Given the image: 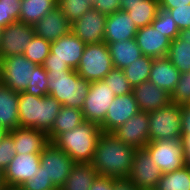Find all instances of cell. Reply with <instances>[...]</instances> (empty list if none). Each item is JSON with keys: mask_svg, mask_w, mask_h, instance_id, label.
<instances>
[{"mask_svg": "<svg viewBox=\"0 0 190 190\" xmlns=\"http://www.w3.org/2000/svg\"><path fill=\"white\" fill-rule=\"evenodd\" d=\"M75 162L53 142H49L40 153V166L47 178L59 190L70 174Z\"/></svg>", "mask_w": 190, "mask_h": 190, "instance_id": "obj_10", "label": "cell"}, {"mask_svg": "<svg viewBox=\"0 0 190 190\" xmlns=\"http://www.w3.org/2000/svg\"><path fill=\"white\" fill-rule=\"evenodd\" d=\"M97 175L91 163H75L59 190H89Z\"/></svg>", "mask_w": 190, "mask_h": 190, "instance_id": "obj_26", "label": "cell"}, {"mask_svg": "<svg viewBox=\"0 0 190 190\" xmlns=\"http://www.w3.org/2000/svg\"><path fill=\"white\" fill-rule=\"evenodd\" d=\"M190 134V105H181V135Z\"/></svg>", "mask_w": 190, "mask_h": 190, "instance_id": "obj_45", "label": "cell"}, {"mask_svg": "<svg viewBox=\"0 0 190 190\" xmlns=\"http://www.w3.org/2000/svg\"><path fill=\"white\" fill-rule=\"evenodd\" d=\"M181 139V105L170 102L149 112V142Z\"/></svg>", "mask_w": 190, "mask_h": 190, "instance_id": "obj_6", "label": "cell"}, {"mask_svg": "<svg viewBox=\"0 0 190 190\" xmlns=\"http://www.w3.org/2000/svg\"><path fill=\"white\" fill-rule=\"evenodd\" d=\"M153 60L154 58L143 55L122 69L132 87L149 80Z\"/></svg>", "mask_w": 190, "mask_h": 190, "instance_id": "obj_31", "label": "cell"}, {"mask_svg": "<svg viewBox=\"0 0 190 190\" xmlns=\"http://www.w3.org/2000/svg\"><path fill=\"white\" fill-rule=\"evenodd\" d=\"M159 10V0H141L135 4H127V12L137 28L151 24Z\"/></svg>", "mask_w": 190, "mask_h": 190, "instance_id": "obj_29", "label": "cell"}, {"mask_svg": "<svg viewBox=\"0 0 190 190\" xmlns=\"http://www.w3.org/2000/svg\"><path fill=\"white\" fill-rule=\"evenodd\" d=\"M36 36L54 42L71 32V23L62 11L56 7L33 25Z\"/></svg>", "mask_w": 190, "mask_h": 190, "instance_id": "obj_21", "label": "cell"}, {"mask_svg": "<svg viewBox=\"0 0 190 190\" xmlns=\"http://www.w3.org/2000/svg\"><path fill=\"white\" fill-rule=\"evenodd\" d=\"M57 7V0H20L19 21L34 25Z\"/></svg>", "mask_w": 190, "mask_h": 190, "instance_id": "obj_27", "label": "cell"}, {"mask_svg": "<svg viewBox=\"0 0 190 190\" xmlns=\"http://www.w3.org/2000/svg\"><path fill=\"white\" fill-rule=\"evenodd\" d=\"M35 67L23 54L0 58L1 82L17 93L25 92Z\"/></svg>", "mask_w": 190, "mask_h": 190, "instance_id": "obj_7", "label": "cell"}, {"mask_svg": "<svg viewBox=\"0 0 190 190\" xmlns=\"http://www.w3.org/2000/svg\"><path fill=\"white\" fill-rule=\"evenodd\" d=\"M57 7L71 24L77 21L88 10L92 9L91 3L87 0H57Z\"/></svg>", "mask_w": 190, "mask_h": 190, "instance_id": "obj_34", "label": "cell"}, {"mask_svg": "<svg viewBox=\"0 0 190 190\" xmlns=\"http://www.w3.org/2000/svg\"><path fill=\"white\" fill-rule=\"evenodd\" d=\"M62 106L51 95L39 97L21 92L18 102L20 127H30L48 133Z\"/></svg>", "mask_w": 190, "mask_h": 190, "instance_id": "obj_2", "label": "cell"}, {"mask_svg": "<svg viewBox=\"0 0 190 190\" xmlns=\"http://www.w3.org/2000/svg\"><path fill=\"white\" fill-rule=\"evenodd\" d=\"M113 190H140L129 178H113Z\"/></svg>", "mask_w": 190, "mask_h": 190, "instance_id": "obj_47", "label": "cell"}, {"mask_svg": "<svg viewBox=\"0 0 190 190\" xmlns=\"http://www.w3.org/2000/svg\"><path fill=\"white\" fill-rule=\"evenodd\" d=\"M51 42L34 35L26 46L23 55L36 65H43L50 54Z\"/></svg>", "mask_w": 190, "mask_h": 190, "instance_id": "obj_33", "label": "cell"}, {"mask_svg": "<svg viewBox=\"0 0 190 190\" xmlns=\"http://www.w3.org/2000/svg\"><path fill=\"white\" fill-rule=\"evenodd\" d=\"M137 31L138 28L128 12L119 10L113 14L107 15L104 42L109 44L128 39H135Z\"/></svg>", "mask_w": 190, "mask_h": 190, "instance_id": "obj_19", "label": "cell"}, {"mask_svg": "<svg viewBox=\"0 0 190 190\" xmlns=\"http://www.w3.org/2000/svg\"><path fill=\"white\" fill-rule=\"evenodd\" d=\"M89 190H113V178L97 175Z\"/></svg>", "mask_w": 190, "mask_h": 190, "instance_id": "obj_44", "label": "cell"}, {"mask_svg": "<svg viewBox=\"0 0 190 190\" xmlns=\"http://www.w3.org/2000/svg\"><path fill=\"white\" fill-rule=\"evenodd\" d=\"M179 37L182 40L190 43V29H183L179 32Z\"/></svg>", "mask_w": 190, "mask_h": 190, "instance_id": "obj_51", "label": "cell"}, {"mask_svg": "<svg viewBox=\"0 0 190 190\" xmlns=\"http://www.w3.org/2000/svg\"><path fill=\"white\" fill-rule=\"evenodd\" d=\"M49 95L63 106L82 109L90 82L81 78L76 70L47 72Z\"/></svg>", "mask_w": 190, "mask_h": 190, "instance_id": "obj_4", "label": "cell"}, {"mask_svg": "<svg viewBox=\"0 0 190 190\" xmlns=\"http://www.w3.org/2000/svg\"><path fill=\"white\" fill-rule=\"evenodd\" d=\"M34 35L33 25H28L21 21H15L2 28L0 58L22 55Z\"/></svg>", "mask_w": 190, "mask_h": 190, "instance_id": "obj_12", "label": "cell"}, {"mask_svg": "<svg viewBox=\"0 0 190 190\" xmlns=\"http://www.w3.org/2000/svg\"><path fill=\"white\" fill-rule=\"evenodd\" d=\"M115 96L126 95L132 92V86L125 77L122 69L113 68L103 79Z\"/></svg>", "mask_w": 190, "mask_h": 190, "instance_id": "obj_36", "label": "cell"}, {"mask_svg": "<svg viewBox=\"0 0 190 190\" xmlns=\"http://www.w3.org/2000/svg\"><path fill=\"white\" fill-rule=\"evenodd\" d=\"M9 133L13 136L16 154L41 153L50 142L46 132L30 127H19Z\"/></svg>", "mask_w": 190, "mask_h": 190, "instance_id": "obj_22", "label": "cell"}, {"mask_svg": "<svg viewBox=\"0 0 190 190\" xmlns=\"http://www.w3.org/2000/svg\"><path fill=\"white\" fill-rule=\"evenodd\" d=\"M85 43L72 31L51 42L50 54L45 61H59L66 63L71 69L76 70L82 57Z\"/></svg>", "mask_w": 190, "mask_h": 190, "instance_id": "obj_14", "label": "cell"}, {"mask_svg": "<svg viewBox=\"0 0 190 190\" xmlns=\"http://www.w3.org/2000/svg\"><path fill=\"white\" fill-rule=\"evenodd\" d=\"M43 66L46 72H61L73 70L66 63L59 61H45Z\"/></svg>", "mask_w": 190, "mask_h": 190, "instance_id": "obj_46", "label": "cell"}, {"mask_svg": "<svg viewBox=\"0 0 190 190\" xmlns=\"http://www.w3.org/2000/svg\"><path fill=\"white\" fill-rule=\"evenodd\" d=\"M145 149L162 174L179 170L185 166L181 139L152 141L145 146Z\"/></svg>", "mask_w": 190, "mask_h": 190, "instance_id": "obj_8", "label": "cell"}, {"mask_svg": "<svg viewBox=\"0 0 190 190\" xmlns=\"http://www.w3.org/2000/svg\"><path fill=\"white\" fill-rule=\"evenodd\" d=\"M120 0H95L92 8L102 14L110 15L120 10Z\"/></svg>", "mask_w": 190, "mask_h": 190, "instance_id": "obj_43", "label": "cell"}, {"mask_svg": "<svg viewBox=\"0 0 190 190\" xmlns=\"http://www.w3.org/2000/svg\"><path fill=\"white\" fill-rule=\"evenodd\" d=\"M20 0L11 2L10 0H0V27L4 28L9 24L19 21Z\"/></svg>", "mask_w": 190, "mask_h": 190, "instance_id": "obj_39", "label": "cell"}, {"mask_svg": "<svg viewBox=\"0 0 190 190\" xmlns=\"http://www.w3.org/2000/svg\"><path fill=\"white\" fill-rule=\"evenodd\" d=\"M85 121L80 109L62 106L57 114L51 130L47 133L52 142L59 134L70 131Z\"/></svg>", "mask_w": 190, "mask_h": 190, "instance_id": "obj_28", "label": "cell"}, {"mask_svg": "<svg viewBox=\"0 0 190 190\" xmlns=\"http://www.w3.org/2000/svg\"><path fill=\"white\" fill-rule=\"evenodd\" d=\"M161 171L145 148L136 149L128 178L140 190H154Z\"/></svg>", "mask_w": 190, "mask_h": 190, "instance_id": "obj_11", "label": "cell"}, {"mask_svg": "<svg viewBox=\"0 0 190 190\" xmlns=\"http://www.w3.org/2000/svg\"><path fill=\"white\" fill-rule=\"evenodd\" d=\"M101 134L99 125L84 121L78 127L59 134L52 142L75 163H91Z\"/></svg>", "mask_w": 190, "mask_h": 190, "instance_id": "obj_3", "label": "cell"}, {"mask_svg": "<svg viewBox=\"0 0 190 190\" xmlns=\"http://www.w3.org/2000/svg\"><path fill=\"white\" fill-rule=\"evenodd\" d=\"M167 58L181 74L190 72V43L178 36L171 41Z\"/></svg>", "mask_w": 190, "mask_h": 190, "instance_id": "obj_30", "label": "cell"}, {"mask_svg": "<svg viewBox=\"0 0 190 190\" xmlns=\"http://www.w3.org/2000/svg\"><path fill=\"white\" fill-rule=\"evenodd\" d=\"M114 68L124 69L141 56L140 47L135 39H128L107 44Z\"/></svg>", "mask_w": 190, "mask_h": 190, "instance_id": "obj_25", "label": "cell"}, {"mask_svg": "<svg viewBox=\"0 0 190 190\" xmlns=\"http://www.w3.org/2000/svg\"><path fill=\"white\" fill-rule=\"evenodd\" d=\"M184 149V163L186 167H190V134L181 135Z\"/></svg>", "mask_w": 190, "mask_h": 190, "instance_id": "obj_48", "label": "cell"}, {"mask_svg": "<svg viewBox=\"0 0 190 190\" xmlns=\"http://www.w3.org/2000/svg\"><path fill=\"white\" fill-rule=\"evenodd\" d=\"M19 93L0 82V125L8 132L20 127Z\"/></svg>", "mask_w": 190, "mask_h": 190, "instance_id": "obj_24", "label": "cell"}, {"mask_svg": "<svg viewBox=\"0 0 190 190\" xmlns=\"http://www.w3.org/2000/svg\"><path fill=\"white\" fill-rule=\"evenodd\" d=\"M154 190H190L189 167L162 174Z\"/></svg>", "mask_w": 190, "mask_h": 190, "instance_id": "obj_32", "label": "cell"}, {"mask_svg": "<svg viewBox=\"0 0 190 190\" xmlns=\"http://www.w3.org/2000/svg\"><path fill=\"white\" fill-rule=\"evenodd\" d=\"M138 112L139 108L132 92L115 96L100 128L103 133H112Z\"/></svg>", "mask_w": 190, "mask_h": 190, "instance_id": "obj_16", "label": "cell"}, {"mask_svg": "<svg viewBox=\"0 0 190 190\" xmlns=\"http://www.w3.org/2000/svg\"><path fill=\"white\" fill-rule=\"evenodd\" d=\"M114 98V92L104 80L91 82L88 95L81 109L85 121L100 126L104 122L108 108Z\"/></svg>", "mask_w": 190, "mask_h": 190, "instance_id": "obj_9", "label": "cell"}, {"mask_svg": "<svg viewBox=\"0 0 190 190\" xmlns=\"http://www.w3.org/2000/svg\"><path fill=\"white\" fill-rule=\"evenodd\" d=\"M190 4V0H159L160 8H176Z\"/></svg>", "mask_w": 190, "mask_h": 190, "instance_id": "obj_49", "label": "cell"}, {"mask_svg": "<svg viewBox=\"0 0 190 190\" xmlns=\"http://www.w3.org/2000/svg\"><path fill=\"white\" fill-rule=\"evenodd\" d=\"M4 190H23L21 187L18 186H4Z\"/></svg>", "mask_w": 190, "mask_h": 190, "instance_id": "obj_53", "label": "cell"}, {"mask_svg": "<svg viewBox=\"0 0 190 190\" xmlns=\"http://www.w3.org/2000/svg\"><path fill=\"white\" fill-rule=\"evenodd\" d=\"M5 186L4 173L0 170V187Z\"/></svg>", "mask_w": 190, "mask_h": 190, "instance_id": "obj_54", "label": "cell"}, {"mask_svg": "<svg viewBox=\"0 0 190 190\" xmlns=\"http://www.w3.org/2000/svg\"><path fill=\"white\" fill-rule=\"evenodd\" d=\"M136 149L118 140L112 133H103L96 143L91 165L98 175L128 178Z\"/></svg>", "mask_w": 190, "mask_h": 190, "instance_id": "obj_1", "label": "cell"}, {"mask_svg": "<svg viewBox=\"0 0 190 190\" xmlns=\"http://www.w3.org/2000/svg\"><path fill=\"white\" fill-rule=\"evenodd\" d=\"M114 68L108 46L105 42L86 44L79 65V76L86 81L103 80Z\"/></svg>", "mask_w": 190, "mask_h": 190, "instance_id": "obj_5", "label": "cell"}, {"mask_svg": "<svg viewBox=\"0 0 190 190\" xmlns=\"http://www.w3.org/2000/svg\"><path fill=\"white\" fill-rule=\"evenodd\" d=\"M8 131L0 125V141L7 135Z\"/></svg>", "mask_w": 190, "mask_h": 190, "instance_id": "obj_52", "label": "cell"}, {"mask_svg": "<svg viewBox=\"0 0 190 190\" xmlns=\"http://www.w3.org/2000/svg\"><path fill=\"white\" fill-rule=\"evenodd\" d=\"M132 93L140 112L156 111L171 102L170 94L149 80L132 87Z\"/></svg>", "mask_w": 190, "mask_h": 190, "instance_id": "obj_20", "label": "cell"}, {"mask_svg": "<svg viewBox=\"0 0 190 190\" xmlns=\"http://www.w3.org/2000/svg\"><path fill=\"white\" fill-rule=\"evenodd\" d=\"M89 3H91V5H93L95 0H87Z\"/></svg>", "mask_w": 190, "mask_h": 190, "instance_id": "obj_55", "label": "cell"}, {"mask_svg": "<svg viewBox=\"0 0 190 190\" xmlns=\"http://www.w3.org/2000/svg\"><path fill=\"white\" fill-rule=\"evenodd\" d=\"M106 18L92 8L71 24V31L85 44L104 42Z\"/></svg>", "mask_w": 190, "mask_h": 190, "instance_id": "obj_15", "label": "cell"}, {"mask_svg": "<svg viewBox=\"0 0 190 190\" xmlns=\"http://www.w3.org/2000/svg\"><path fill=\"white\" fill-rule=\"evenodd\" d=\"M167 11L175 21L178 29H190V4L176 8H160Z\"/></svg>", "mask_w": 190, "mask_h": 190, "instance_id": "obj_42", "label": "cell"}, {"mask_svg": "<svg viewBox=\"0 0 190 190\" xmlns=\"http://www.w3.org/2000/svg\"><path fill=\"white\" fill-rule=\"evenodd\" d=\"M141 2V0H120V10L127 12V4H135Z\"/></svg>", "mask_w": 190, "mask_h": 190, "instance_id": "obj_50", "label": "cell"}, {"mask_svg": "<svg viewBox=\"0 0 190 190\" xmlns=\"http://www.w3.org/2000/svg\"><path fill=\"white\" fill-rule=\"evenodd\" d=\"M170 100L177 105L190 103V72L180 75L179 81L170 95Z\"/></svg>", "mask_w": 190, "mask_h": 190, "instance_id": "obj_38", "label": "cell"}, {"mask_svg": "<svg viewBox=\"0 0 190 190\" xmlns=\"http://www.w3.org/2000/svg\"><path fill=\"white\" fill-rule=\"evenodd\" d=\"M40 167V153L16 154L4 173L7 186L20 187L24 181L38 173Z\"/></svg>", "mask_w": 190, "mask_h": 190, "instance_id": "obj_17", "label": "cell"}, {"mask_svg": "<svg viewBox=\"0 0 190 190\" xmlns=\"http://www.w3.org/2000/svg\"><path fill=\"white\" fill-rule=\"evenodd\" d=\"M16 156L13 136L8 132L0 141V170L4 172Z\"/></svg>", "mask_w": 190, "mask_h": 190, "instance_id": "obj_41", "label": "cell"}, {"mask_svg": "<svg viewBox=\"0 0 190 190\" xmlns=\"http://www.w3.org/2000/svg\"><path fill=\"white\" fill-rule=\"evenodd\" d=\"M180 71L167 57L154 58L149 81L171 95L180 78Z\"/></svg>", "mask_w": 190, "mask_h": 190, "instance_id": "obj_23", "label": "cell"}, {"mask_svg": "<svg viewBox=\"0 0 190 190\" xmlns=\"http://www.w3.org/2000/svg\"><path fill=\"white\" fill-rule=\"evenodd\" d=\"M25 92L35 96L44 97L49 95L48 74L43 65H36L32 72L31 80Z\"/></svg>", "mask_w": 190, "mask_h": 190, "instance_id": "obj_35", "label": "cell"}, {"mask_svg": "<svg viewBox=\"0 0 190 190\" xmlns=\"http://www.w3.org/2000/svg\"><path fill=\"white\" fill-rule=\"evenodd\" d=\"M112 134L134 149L145 148L149 143V112H138Z\"/></svg>", "mask_w": 190, "mask_h": 190, "instance_id": "obj_13", "label": "cell"}, {"mask_svg": "<svg viewBox=\"0 0 190 190\" xmlns=\"http://www.w3.org/2000/svg\"><path fill=\"white\" fill-rule=\"evenodd\" d=\"M23 190H58L50 178H47L43 172V166L39 167L38 173L30 179L24 181L20 186Z\"/></svg>", "mask_w": 190, "mask_h": 190, "instance_id": "obj_40", "label": "cell"}, {"mask_svg": "<svg viewBox=\"0 0 190 190\" xmlns=\"http://www.w3.org/2000/svg\"><path fill=\"white\" fill-rule=\"evenodd\" d=\"M135 40L140 47L142 54L152 58L167 57L171 39L152 24L138 28Z\"/></svg>", "mask_w": 190, "mask_h": 190, "instance_id": "obj_18", "label": "cell"}, {"mask_svg": "<svg viewBox=\"0 0 190 190\" xmlns=\"http://www.w3.org/2000/svg\"><path fill=\"white\" fill-rule=\"evenodd\" d=\"M151 24L155 29H159L171 40H174L179 36L180 30L178 29L175 21L167 11L160 9Z\"/></svg>", "mask_w": 190, "mask_h": 190, "instance_id": "obj_37", "label": "cell"}]
</instances>
